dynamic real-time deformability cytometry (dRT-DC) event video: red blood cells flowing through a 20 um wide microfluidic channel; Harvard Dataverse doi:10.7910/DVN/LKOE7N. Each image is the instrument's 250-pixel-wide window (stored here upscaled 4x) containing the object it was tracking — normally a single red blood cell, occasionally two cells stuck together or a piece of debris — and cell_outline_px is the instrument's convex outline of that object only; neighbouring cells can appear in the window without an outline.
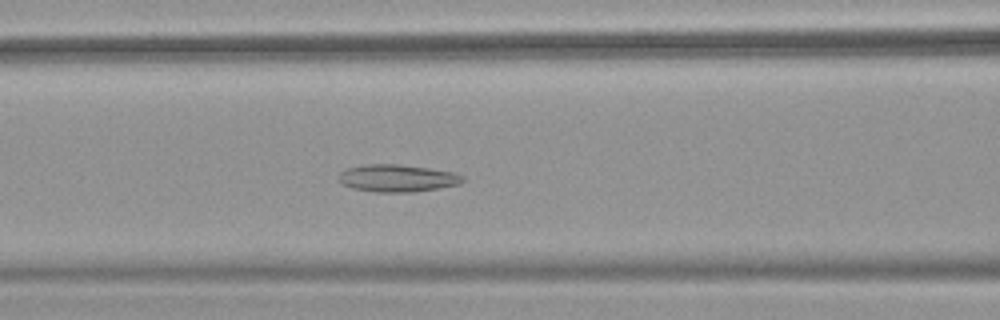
{"species": "common noctule bat (a hibernating species)", "species_latin": "Nyctalus noctula", "temperature_condition": "warm", "stored_images_in_passage": 52, "camera_frame_rate_fps": 3000, "um_per_image_px": 0.085, "animal": {"sex": "female", "body_mass_g": 18.4}, "frame": {"image": 1, "passage_image": 22, "time_ms": 7.0, "image_size_px": [1000, 320], "cell_outline_px": [[464, 180], [460, 184], [436, 188], [408, 192], [376, 192], [352, 188], [344, 184], [340, 180], [340, 172], [344, 168], [364, 164], [400, 164], [456, 172], [464, 176]], "centroid_in_image_um": [33.78, 15.13], "position_along_channel_um": 132.8, "area_um2": 19.71}}
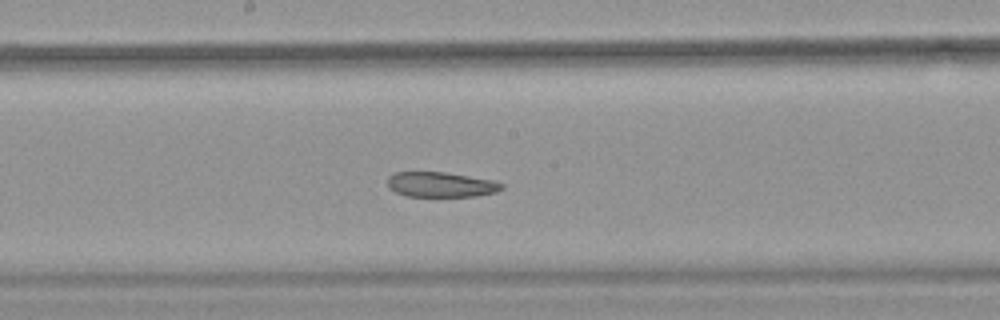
{"frame": {"image": 2, "passage_image": 28, "time_ms": 9.0, "image_size_px": [1000, 320], "cell_outline_px": [[504, 188], [496, 192], [476, 196], [404, 196], [388, 188], [388, 176], [396, 172], [444, 172], [492, 180], [504, 184]], "centroid_in_image_um": [37.46, 15.69], "position_along_channel_um": 210.7, "area_um2": 16.65}}
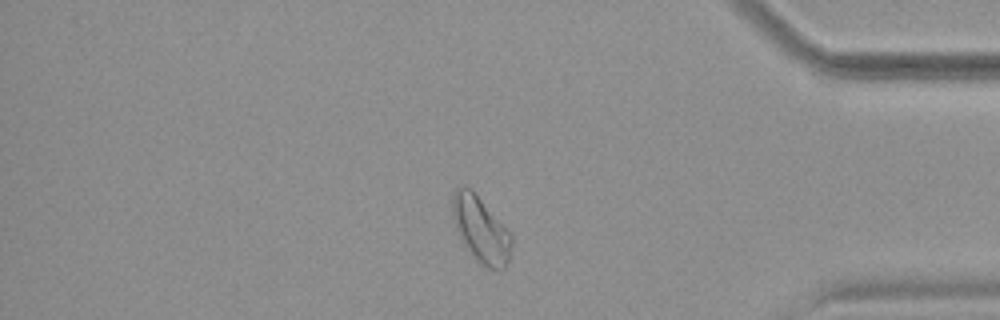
{"frame": {"image": 3, "passage_image": 44, "time_ms": 14.333, "image_size_px": [1000, 320], "cell_outline_px": [[512, 244], [508, 260], [504, 268], [488, 268], [480, 264], [460, 236], [456, 228], [452, 212], [452, 196], [456, 188], [472, 188], [512, 236]], "centroid_in_image_um": [40.87, 19.48], "position_along_channel_um": 394.3, "area_um2": 21.91}, "authors_computed_cell_mechanics": {"area_um2": 22.253, "velocity_mm_per_s": 3.9116, "shape_relaxation_time_tau1_ms": null, "shape_relaxation_time_tau2_ms": 3.1979, "deformation_change_tau1": null, "deformation_change_tau2": 0.1037}}